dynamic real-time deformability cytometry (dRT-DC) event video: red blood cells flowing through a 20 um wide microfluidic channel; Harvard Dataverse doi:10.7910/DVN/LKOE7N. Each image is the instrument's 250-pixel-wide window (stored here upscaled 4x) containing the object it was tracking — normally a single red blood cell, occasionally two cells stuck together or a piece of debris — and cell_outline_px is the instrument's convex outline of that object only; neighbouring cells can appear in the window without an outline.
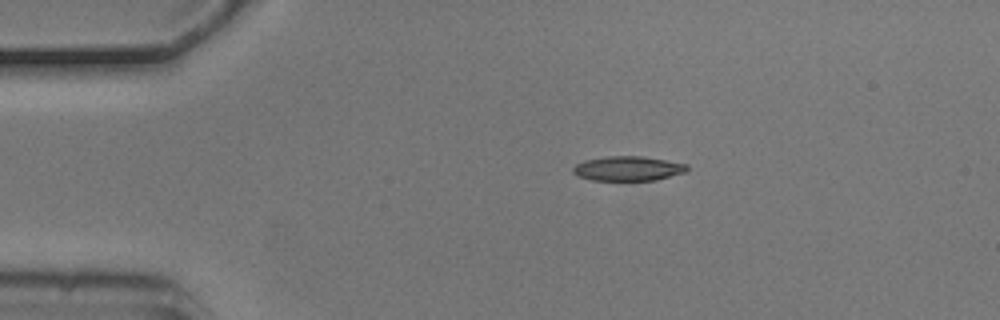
{"species": "common noctule bat (a hibernating species)", "species_latin": "Nyctalus noctula", "temperature_condition": "cold", "stored_images_in_passage": 3, "camera_frame_rate_fps": 3000, "um_per_image_px": 0.085, "animal": {"sex": "male", "body_mass_g": 20.5, "forearm_length_mm": 52.5}, "frame": {"image": 1, "passage_image": 2, "time_ms": 0.333, "image_size_px": [1000, 320], "cell_outline_px": [[688, 172], [656, 180], [592, 180], [576, 176], [572, 172], [572, 168], [576, 164], [584, 160], [608, 156], [644, 156], [688, 164]], "centroid_in_image_um": [53.39, 14.32], "position_along_channel_um": 31.6, "area_um2": 16.53}}
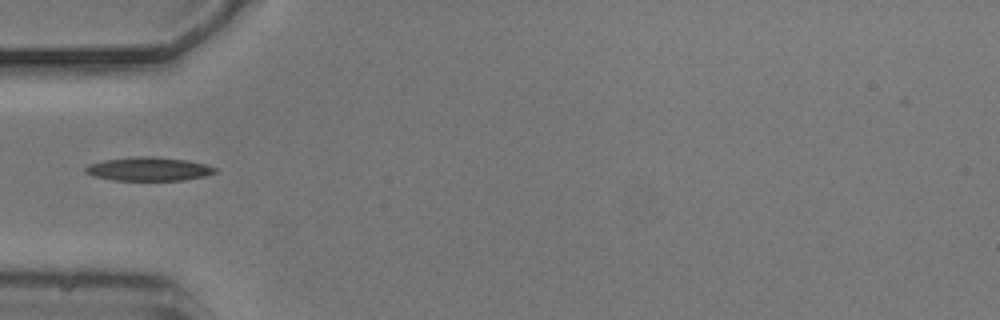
{"frame": {"image": 2, "passage_image": 3, "time_ms": 0.667, "image_size_px": [1000, 320], "cell_outline_px": [[216, 172], [204, 176], [184, 180], [112, 180], [92, 176], [84, 172], [84, 168], [88, 164], [104, 160], [136, 156], [156, 156], [188, 160], [204, 164], [216, 168]], "centroid_in_image_um": [12.59, 14.36], "position_along_channel_um": 72.4, "area_um2": 17.98}}